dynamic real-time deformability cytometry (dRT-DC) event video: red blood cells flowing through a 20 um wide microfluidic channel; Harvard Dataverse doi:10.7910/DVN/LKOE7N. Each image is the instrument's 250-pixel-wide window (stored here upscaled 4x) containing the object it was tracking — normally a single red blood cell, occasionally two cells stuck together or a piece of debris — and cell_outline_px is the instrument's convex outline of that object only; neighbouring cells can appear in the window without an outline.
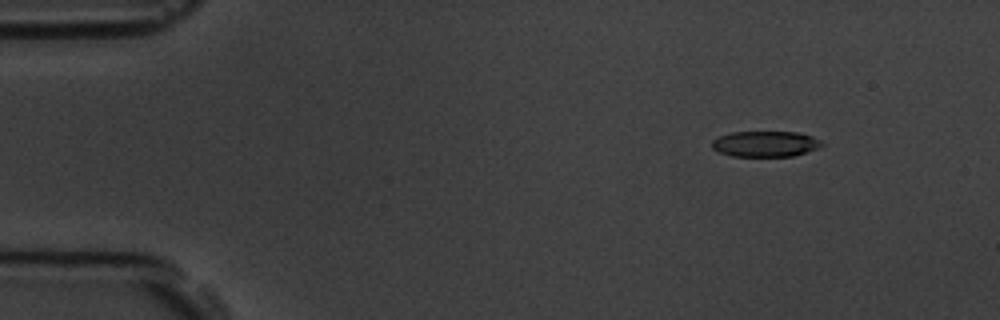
{"species": "common noctule bat (a hibernating species)", "species_latin": "Nyctalus noctula", "temperature_condition": "room temperature", "stored_images_in_passage": 8, "camera_frame_rate_fps": 3000, "um_per_image_px": 0.085, "animal": {"sex": "male", "body_mass_g": 19.5, "forearm_length_mm": 54.6}, "frame": {"image": 1, "passage_image": 1, "time_ms": 0.0, "image_size_px": [1000, 320], "cell_outline_px": [[824, 144], [820, 148], [792, 156], [732, 156], [720, 152], [712, 148], [712, 140], [720, 136], [732, 132], [796, 132], [812, 136], [820, 140]], "centroid_in_image_um": [65.07, 12.23], "position_along_channel_um": 19.9, "area_um2": 16.42}}
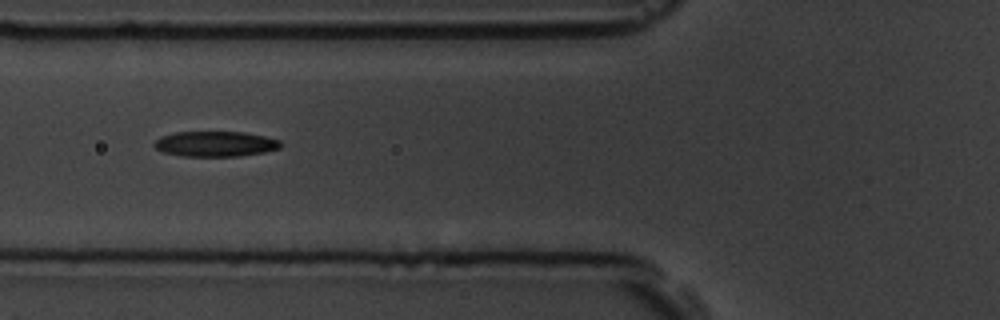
{"frame": {"image": 2, "passage_image": 5, "time_ms": 4.667, "image_size_px": [1000, 320], "cell_outline_px": [[284, 144], [280, 148], [264, 152], [240, 156], [184, 156], [164, 152], [156, 148], [152, 144], [160, 136], [176, 132], [244, 132], [264, 136], [280, 140]], "centroid_in_image_um": [18.33, 12.23], "position_along_channel_um": 107.5, "area_um2": 18.67}}
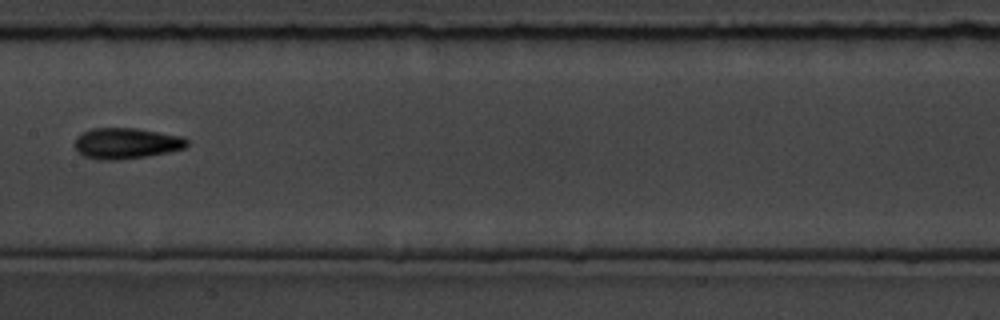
{"frame": {"image": 3, "passage_image": 7, "time_ms": 7.0, "image_size_px": [1000, 320], "cell_outline_px": [[188, 144], [184, 148], [168, 152], [148, 156], [116, 160], [96, 160], [84, 156], [76, 148], [76, 136], [92, 128], [136, 128], [184, 136], [188, 140]], "centroid_in_image_um": [10.76, 12.18], "position_along_channel_um": 196.6, "area_um2": 20.23}}